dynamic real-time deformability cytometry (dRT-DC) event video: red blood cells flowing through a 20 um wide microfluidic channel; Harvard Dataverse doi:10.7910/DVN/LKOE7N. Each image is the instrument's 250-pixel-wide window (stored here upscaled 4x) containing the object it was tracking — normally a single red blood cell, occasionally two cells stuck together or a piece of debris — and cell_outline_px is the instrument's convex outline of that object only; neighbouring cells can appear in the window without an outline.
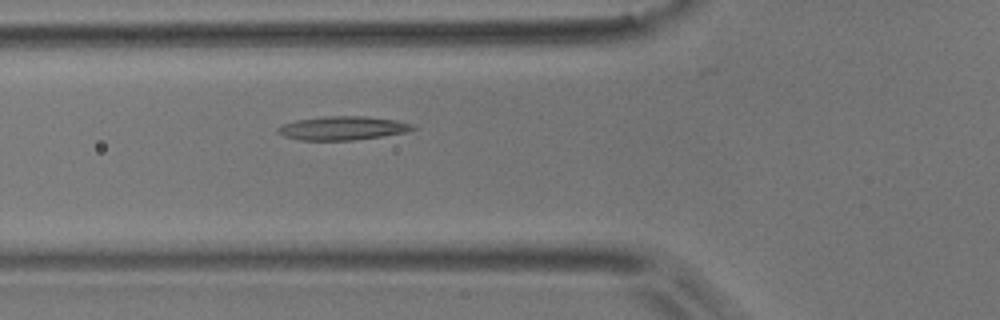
{"species": "common noctule bat (a hibernating species)", "species_latin": "Nyctalus noctula", "temperature_condition": "room temperature", "stored_images_in_passage": 3, "camera_frame_rate_fps": 3000, "um_per_image_px": 0.085, "animal": {"sex": "male", "body_mass_g": 17.9}, "frame": {"image": 1, "passage_image": 3, "time_ms": 2.0, "image_size_px": [1000, 320], "cell_outline_px": [[416, 128], [408, 132], [352, 140], [300, 140], [284, 136], [276, 132], [276, 128], [284, 124], [296, 120], [320, 116], [368, 116], [396, 120], [412, 124]], "centroid_in_image_um": [29.11, 10.88], "position_along_channel_um": 96.7, "area_um2": 18.67}}